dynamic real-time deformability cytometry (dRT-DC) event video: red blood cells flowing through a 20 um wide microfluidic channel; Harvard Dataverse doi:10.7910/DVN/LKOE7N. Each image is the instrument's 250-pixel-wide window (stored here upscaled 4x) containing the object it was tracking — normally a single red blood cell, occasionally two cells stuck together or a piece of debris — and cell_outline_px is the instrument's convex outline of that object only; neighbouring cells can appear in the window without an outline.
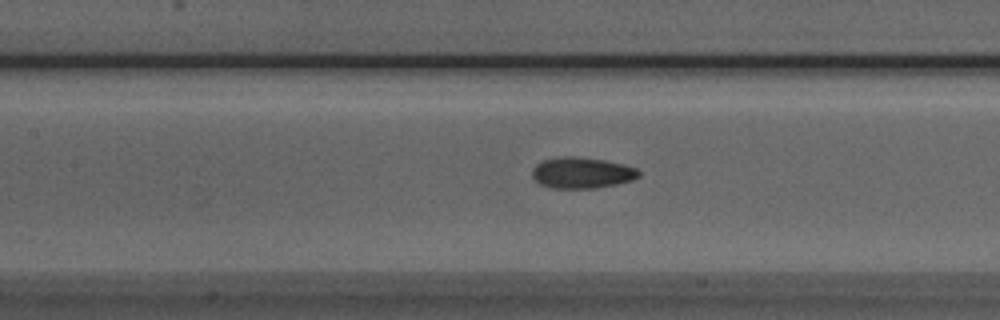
{"species": "Egyptian fruit bat (a non-hibernating species)", "species_latin": "Rousettus aegyptiacus", "temperature_condition": "room temperature", "stored_images_in_passage": 41, "camera_frame_rate_fps": 3000, "um_per_image_px": 0.085, "animal": {"sex": "male"}, "frame": {"image": 1, "passage_image": 13, "time_ms": 4.0, "image_size_px": [1000, 320], "cell_outline_px": [[640, 176], [632, 180], [616, 184], [596, 188], [548, 188], [540, 184], [532, 176], [532, 168], [536, 164], [544, 160], [564, 156], [572, 156], [604, 160], [624, 164], [636, 168], [640, 172]], "centroid_in_image_um": [49.45, 14.69], "position_along_channel_um": 157.9, "area_um2": 19.31}}
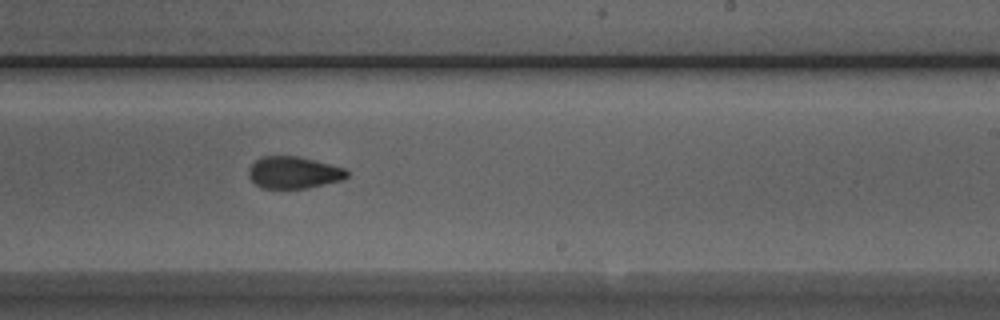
{"frame": {"image": 2, "passage_image": 21, "time_ms": 6.667, "image_size_px": [1000, 320], "cell_outline_px": [[348, 176], [340, 180], [308, 188], [260, 188], [248, 176], [248, 172], [252, 164], [260, 156], [296, 156], [344, 168], [348, 172]], "centroid_in_image_um": [24.92, 14.67], "position_along_channel_um": 264.1, "area_um2": 18.03}}
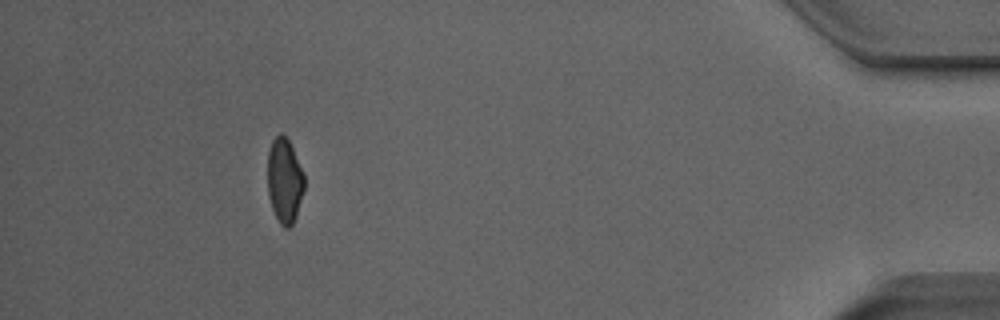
{"frame": {"image": 3, "passage_image": 37, "time_ms": 12.0, "image_size_px": [1000, 320], "cell_outline_px": [[304, 188], [296, 216], [292, 224], [288, 228], [284, 228], [280, 224], [272, 208], [268, 196], [268, 152], [272, 140], [280, 132], [288, 140], [292, 148], [304, 176]], "centroid_in_image_um": [24.17, 15.37], "position_along_channel_um": 411.0, "area_um2": 17.86}, "authors_computed_cell_mechanics": {"area_um2": 19.0162, "velocity_mm_per_s": 3.9897, "shape_relaxation_time_tau1_ms": null, "shape_relaxation_time_tau2_ms": 2.2112, "deformation_change_tau1": null, "deformation_change_tau2": 0.0719}}